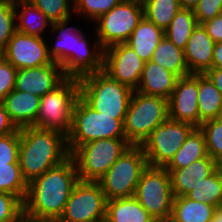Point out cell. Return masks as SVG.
I'll return each instance as SVG.
<instances>
[{
    "label": "cell",
    "mask_w": 222,
    "mask_h": 222,
    "mask_svg": "<svg viewBox=\"0 0 222 222\" xmlns=\"http://www.w3.org/2000/svg\"><path fill=\"white\" fill-rule=\"evenodd\" d=\"M198 112L200 125L222 118V94L206 74H198Z\"/></svg>",
    "instance_id": "d4e9b609"
},
{
    "label": "cell",
    "mask_w": 222,
    "mask_h": 222,
    "mask_svg": "<svg viewBox=\"0 0 222 222\" xmlns=\"http://www.w3.org/2000/svg\"><path fill=\"white\" fill-rule=\"evenodd\" d=\"M66 78L59 64L22 68L17 70L14 89L42 97L58 87Z\"/></svg>",
    "instance_id": "e0dca14e"
},
{
    "label": "cell",
    "mask_w": 222,
    "mask_h": 222,
    "mask_svg": "<svg viewBox=\"0 0 222 222\" xmlns=\"http://www.w3.org/2000/svg\"><path fill=\"white\" fill-rule=\"evenodd\" d=\"M222 94V68H211L205 73Z\"/></svg>",
    "instance_id": "7bdbcfd3"
},
{
    "label": "cell",
    "mask_w": 222,
    "mask_h": 222,
    "mask_svg": "<svg viewBox=\"0 0 222 222\" xmlns=\"http://www.w3.org/2000/svg\"><path fill=\"white\" fill-rule=\"evenodd\" d=\"M144 17L142 0H123L93 22L96 38L106 48L126 43Z\"/></svg>",
    "instance_id": "8fae6325"
},
{
    "label": "cell",
    "mask_w": 222,
    "mask_h": 222,
    "mask_svg": "<svg viewBox=\"0 0 222 222\" xmlns=\"http://www.w3.org/2000/svg\"><path fill=\"white\" fill-rule=\"evenodd\" d=\"M199 25L222 13V0H199L193 9Z\"/></svg>",
    "instance_id": "ab89813d"
},
{
    "label": "cell",
    "mask_w": 222,
    "mask_h": 222,
    "mask_svg": "<svg viewBox=\"0 0 222 222\" xmlns=\"http://www.w3.org/2000/svg\"><path fill=\"white\" fill-rule=\"evenodd\" d=\"M134 197L156 221L169 222L174 201L170 173L164 167L147 166Z\"/></svg>",
    "instance_id": "30bf717a"
},
{
    "label": "cell",
    "mask_w": 222,
    "mask_h": 222,
    "mask_svg": "<svg viewBox=\"0 0 222 222\" xmlns=\"http://www.w3.org/2000/svg\"><path fill=\"white\" fill-rule=\"evenodd\" d=\"M210 222H221V207L216 208L214 217Z\"/></svg>",
    "instance_id": "7dc6e473"
},
{
    "label": "cell",
    "mask_w": 222,
    "mask_h": 222,
    "mask_svg": "<svg viewBox=\"0 0 222 222\" xmlns=\"http://www.w3.org/2000/svg\"><path fill=\"white\" fill-rule=\"evenodd\" d=\"M169 119L200 126L198 74L179 77L168 100Z\"/></svg>",
    "instance_id": "2e32d148"
},
{
    "label": "cell",
    "mask_w": 222,
    "mask_h": 222,
    "mask_svg": "<svg viewBox=\"0 0 222 222\" xmlns=\"http://www.w3.org/2000/svg\"><path fill=\"white\" fill-rule=\"evenodd\" d=\"M219 167L221 168V170H222V162L219 164Z\"/></svg>",
    "instance_id": "c3c4849f"
},
{
    "label": "cell",
    "mask_w": 222,
    "mask_h": 222,
    "mask_svg": "<svg viewBox=\"0 0 222 222\" xmlns=\"http://www.w3.org/2000/svg\"><path fill=\"white\" fill-rule=\"evenodd\" d=\"M212 68H222V42L214 45Z\"/></svg>",
    "instance_id": "ee69618b"
},
{
    "label": "cell",
    "mask_w": 222,
    "mask_h": 222,
    "mask_svg": "<svg viewBox=\"0 0 222 222\" xmlns=\"http://www.w3.org/2000/svg\"><path fill=\"white\" fill-rule=\"evenodd\" d=\"M199 128L205 137L207 154L220 164L222 162V118L205 121Z\"/></svg>",
    "instance_id": "d6a6232c"
},
{
    "label": "cell",
    "mask_w": 222,
    "mask_h": 222,
    "mask_svg": "<svg viewBox=\"0 0 222 222\" xmlns=\"http://www.w3.org/2000/svg\"><path fill=\"white\" fill-rule=\"evenodd\" d=\"M23 210V203L14 195L0 192V222L12 220Z\"/></svg>",
    "instance_id": "f35d334b"
},
{
    "label": "cell",
    "mask_w": 222,
    "mask_h": 222,
    "mask_svg": "<svg viewBox=\"0 0 222 222\" xmlns=\"http://www.w3.org/2000/svg\"><path fill=\"white\" fill-rule=\"evenodd\" d=\"M148 162L141 146H130L97 181L106 200L128 198L135 194Z\"/></svg>",
    "instance_id": "ba28073f"
},
{
    "label": "cell",
    "mask_w": 222,
    "mask_h": 222,
    "mask_svg": "<svg viewBox=\"0 0 222 222\" xmlns=\"http://www.w3.org/2000/svg\"><path fill=\"white\" fill-rule=\"evenodd\" d=\"M46 39L16 31L6 47L1 51L2 57L17 70L36 68L46 64H57L49 55Z\"/></svg>",
    "instance_id": "5bb4252c"
},
{
    "label": "cell",
    "mask_w": 222,
    "mask_h": 222,
    "mask_svg": "<svg viewBox=\"0 0 222 222\" xmlns=\"http://www.w3.org/2000/svg\"><path fill=\"white\" fill-rule=\"evenodd\" d=\"M163 36L164 31L144 16L126 44L134 49L144 62H149Z\"/></svg>",
    "instance_id": "603a6c76"
},
{
    "label": "cell",
    "mask_w": 222,
    "mask_h": 222,
    "mask_svg": "<svg viewBox=\"0 0 222 222\" xmlns=\"http://www.w3.org/2000/svg\"><path fill=\"white\" fill-rule=\"evenodd\" d=\"M17 69L0 57V100L2 101L11 91L14 90Z\"/></svg>",
    "instance_id": "74e56055"
},
{
    "label": "cell",
    "mask_w": 222,
    "mask_h": 222,
    "mask_svg": "<svg viewBox=\"0 0 222 222\" xmlns=\"http://www.w3.org/2000/svg\"><path fill=\"white\" fill-rule=\"evenodd\" d=\"M169 118L168 100L133 91L124 119L125 139L141 146L151 132Z\"/></svg>",
    "instance_id": "5b68a950"
},
{
    "label": "cell",
    "mask_w": 222,
    "mask_h": 222,
    "mask_svg": "<svg viewBox=\"0 0 222 222\" xmlns=\"http://www.w3.org/2000/svg\"><path fill=\"white\" fill-rule=\"evenodd\" d=\"M16 31L36 37H45L52 23L48 17L28 0H14ZM49 26V29H47ZM47 30V31H46Z\"/></svg>",
    "instance_id": "7402d4cb"
},
{
    "label": "cell",
    "mask_w": 222,
    "mask_h": 222,
    "mask_svg": "<svg viewBox=\"0 0 222 222\" xmlns=\"http://www.w3.org/2000/svg\"><path fill=\"white\" fill-rule=\"evenodd\" d=\"M124 119L106 116L89 107L80 97L73 107L72 127L67 136L70 154L90 141L107 138H125Z\"/></svg>",
    "instance_id": "52a82bcc"
},
{
    "label": "cell",
    "mask_w": 222,
    "mask_h": 222,
    "mask_svg": "<svg viewBox=\"0 0 222 222\" xmlns=\"http://www.w3.org/2000/svg\"><path fill=\"white\" fill-rule=\"evenodd\" d=\"M198 25L193 10L181 8L170 22L164 35L181 50H185L187 42Z\"/></svg>",
    "instance_id": "f1b7e54d"
},
{
    "label": "cell",
    "mask_w": 222,
    "mask_h": 222,
    "mask_svg": "<svg viewBox=\"0 0 222 222\" xmlns=\"http://www.w3.org/2000/svg\"><path fill=\"white\" fill-rule=\"evenodd\" d=\"M106 202L98 182L79 180L57 222H105Z\"/></svg>",
    "instance_id": "4fadbf2b"
},
{
    "label": "cell",
    "mask_w": 222,
    "mask_h": 222,
    "mask_svg": "<svg viewBox=\"0 0 222 222\" xmlns=\"http://www.w3.org/2000/svg\"><path fill=\"white\" fill-rule=\"evenodd\" d=\"M40 98L30 92L11 91L2 101L17 129L32 127L38 115Z\"/></svg>",
    "instance_id": "ffe728a7"
},
{
    "label": "cell",
    "mask_w": 222,
    "mask_h": 222,
    "mask_svg": "<svg viewBox=\"0 0 222 222\" xmlns=\"http://www.w3.org/2000/svg\"><path fill=\"white\" fill-rule=\"evenodd\" d=\"M105 222H159L132 196L107 200Z\"/></svg>",
    "instance_id": "cb8c5ba5"
},
{
    "label": "cell",
    "mask_w": 222,
    "mask_h": 222,
    "mask_svg": "<svg viewBox=\"0 0 222 222\" xmlns=\"http://www.w3.org/2000/svg\"><path fill=\"white\" fill-rule=\"evenodd\" d=\"M216 208L186 196L174 197L169 222H210Z\"/></svg>",
    "instance_id": "484cf974"
},
{
    "label": "cell",
    "mask_w": 222,
    "mask_h": 222,
    "mask_svg": "<svg viewBox=\"0 0 222 222\" xmlns=\"http://www.w3.org/2000/svg\"><path fill=\"white\" fill-rule=\"evenodd\" d=\"M16 32L14 0H0V50L2 51Z\"/></svg>",
    "instance_id": "d590c367"
},
{
    "label": "cell",
    "mask_w": 222,
    "mask_h": 222,
    "mask_svg": "<svg viewBox=\"0 0 222 222\" xmlns=\"http://www.w3.org/2000/svg\"><path fill=\"white\" fill-rule=\"evenodd\" d=\"M28 191V184L24 180L19 163L0 165V192L16 196L22 203Z\"/></svg>",
    "instance_id": "1f68e13d"
},
{
    "label": "cell",
    "mask_w": 222,
    "mask_h": 222,
    "mask_svg": "<svg viewBox=\"0 0 222 222\" xmlns=\"http://www.w3.org/2000/svg\"><path fill=\"white\" fill-rule=\"evenodd\" d=\"M130 146L125 138L99 139L78 146L70 156L79 180L97 182Z\"/></svg>",
    "instance_id": "9c48e42d"
},
{
    "label": "cell",
    "mask_w": 222,
    "mask_h": 222,
    "mask_svg": "<svg viewBox=\"0 0 222 222\" xmlns=\"http://www.w3.org/2000/svg\"><path fill=\"white\" fill-rule=\"evenodd\" d=\"M187 198L207 203L215 208L222 204V170L219 167L212 175L205 178L195 186L187 195Z\"/></svg>",
    "instance_id": "f546056e"
},
{
    "label": "cell",
    "mask_w": 222,
    "mask_h": 222,
    "mask_svg": "<svg viewBox=\"0 0 222 222\" xmlns=\"http://www.w3.org/2000/svg\"><path fill=\"white\" fill-rule=\"evenodd\" d=\"M178 77L152 61L145 62L140 83L135 91L170 99Z\"/></svg>",
    "instance_id": "44dd1931"
},
{
    "label": "cell",
    "mask_w": 222,
    "mask_h": 222,
    "mask_svg": "<svg viewBox=\"0 0 222 222\" xmlns=\"http://www.w3.org/2000/svg\"><path fill=\"white\" fill-rule=\"evenodd\" d=\"M17 130L16 126L9 119L8 113L0 100V136L11 134Z\"/></svg>",
    "instance_id": "b9f144b4"
},
{
    "label": "cell",
    "mask_w": 222,
    "mask_h": 222,
    "mask_svg": "<svg viewBox=\"0 0 222 222\" xmlns=\"http://www.w3.org/2000/svg\"><path fill=\"white\" fill-rule=\"evenodd\" d=\"M69 157L67 136L61 132L34 127L20 129L18 162L27 184Z\"/></svg>",
    "instance_id": "3957f363"
},
{
    "label": "cell",
    "mask_w": 222,
    "mask_h": 222,
    "mask_svg": "<svg viewBox=\"0 0 222 222\" xmlns=\"http://www.w3.org/2000/svg\"><path fill=\"white\" fill-rule=\"evenodd\" d=\"M144 16L165 31L181 9L178 0H142Z\"/></svg>",
    "instance_id": "4dcf8cb0"
},
{
    "label": "cell",
    "mask_w": 222,
    "mask_h": 222,
    "mask_svg": "<svg viewBox=\"0 0 222 222\" xmlns=\"http://www.w3.org/2000/svg\"><path fill=\"white\" fill-rule=\"evenodd\" d=\"M195 128L169 118L157 126L141 145L148 166L165 167Z\"/></svg>",
    "instance_id": "7c38bea8"
},
{
    "label": "cell",
    "mask_w": 222,
    "mask_h": 222,
    "mask_svg": "<svg viewBox=\"0 0 222 222\" xmlns=\"http://www.w3.org/2000/svg\"><path fill=\"white\" fill-rule=\"evenodd\" d=\"M20 129L11 134L0 136V165L19 163Z\"/></svg>",
    "instance_id": "8d00e7d4"
},
{
    "label": "cell",
    "mask_w": 222,
    "mask_h": 222,
    "mask_svg": "<svg viewBox=\"0 0 222 222\" xmlns=\"http://www.w3.org/2000/svg\"><path fill=\"white\" fill-rule=\"evenodd\" d=\"M72 17L52 23L49 31L55 37V42L48 44L49 55L63 69L68 78H81L85 75L102 71L104 49L95 37L92 41L85 36L82 28L70 26ZM55 34V36H54ZM91 41V43H90ZM51 45V46H50Z\"/></svg>",
    "instance_id": "6da1fadb"
},
{
    "label": "cell",
    "mask_w": 222,
    "mask_h": 222,
    "mask_svg": "<svg viewBox=\"0 0 222 222\" xmlns=\"http://www.w3.org/2000/svg\"><path fill=\"white\" fill-rule=\"evenodd\" d=\"M219 164L209 155L181 169H166L170 173L174 197L186 196L203 179L212 175Z\"/></svg>",
    "instance_id": "ac0fdd59"
},
{
    "label": "cell",
    "mask_w": 222,
    "mask_h": 222,
    "mask_svg": "<svg viewBox=\"0 0 222 222\" xmlns=\"http://www.w3.org/2000/svg\"><path fill=\"white\" fill-rule=\"evenodd\" d=\"M78 181L77 168L70 156L28 184L23 209L37 221H58Z\"/></svg>",
    "instance_id": "7a4b0ae2"
},
{
    "label": "cell",
    "mask_w": 222,
    "mask_h": 222,
    "mask_svg": "<svg viewBox=\"0 0 222 222\" xmlns=\"http://www.w3.org/2000/svg\"><path fill=\"white\" fill-rule=\"evenodd\" d=\"M178 1L181 8L190 9V10H193L199 3V0H178Z\"/></svg>",
    "instance_id": "bcb514c9"
},
{
    "label": "cell",
    "mask_w": 222,
    "mask_h": 222,
    "mask_svg": "<svg viewBox=\"0 0 222 222\" xmlns=\"http://www.w3.org/2000/svg\"><path fill=\"white\" fill-rule=\"evenodd\" d=\"M74 14L81 19L94 22L101 15L109 12L123 0H73ZM82 16V17H81Z\"/></svg>",
    "instance_id": "836d02e7"
},
{
    "label": "cell",
    "mask_w": 222,
    "mask_h": 222,
    "mask_svg": "<svg viewBox=\"0 0 222 222\" xmlns=\"http://www.w3.org/2000/svg\"><path fill=\"white\" fill-rule=\"evenodd\" d=\"M80 98L102 115L125 119L134 90L112 79L107 73L97 71L78 79Z\"/></svg>",
    "instance_id": "277c9868"
},
{
    "label": "cell",
    "mask_w": 222,
    "mask_h": 222,
    "mask_svg": "<svg viewBox=\"0 0 222 222\" xmlns=\"http://www.w3.org/2000/svg\"><path fill=\"white\" fill-rule=\"evenodd\" d=\"M150 61L163 66L178 78L190 74L185 62L184 50L177 48L165 35L154 50Z\"/></svg>",
    "instance_id": "83f0119b"
},
{
    "label": "cell",
    "mask_w": 222,
    "mask_h": 222,
    "mask_svg": "<svg viewBox=\"0 0 222 222\" xmlns=\"http://www.w3.org/2000/svg\"><path fill=\"white\" fill-rule=\"evenodd\" d=\"M7 222H40L28 214L24 209L17 214L12 220Z\"/></svg>",
    "instance_id": "f6af8a7d"
},
{
    "label": "cell",
    "mask_w": 222,
    "mask_h": 222,
    "mask_svg": "<svg viewBox=\"0 0 222 222\" xmlns=\"http://www.w3.org/2000/svg\"><path fill=\"white\" fill-rule=\"evenodd\" d=\"M215 42L202 25L193 30L186 48L184 58L190 74H205L212 68Z\"/></svg>",
    "instance_id": "d6986e66"
},
{
    "label": "cell",
    "mask_w": 222,
    "mask_h": 222,
    "mask_svg": "<svg viewBox=\"0 0 222 222\" xmlns=\"http://www.w3.org/2000/svg\"><path fill=\"white\" fill-rule=\"evenodd\" d=\"M79 97V80L67 77L58 87L40 98L38 115L32 127L55 130L68 136L72 127L73 107Z\"/></svg>",
    "instance_id": "8992f818"
},
{
    "label": "cell",
    "mask_w": 222,
    "mask_h": 222,
    "mask_svg": "<svg viewBox=\"0 0 222 222\" xmlns=\"http://www.w3.org/2000/svg\"><path fill=\"white\" fill-rule=\"evenodd\" d=\"M207 155L204 134L199 127H196L164 168L181 169Z\"/></svg>",
    "instance_id": "4316f807"
},
{
    "label": "cell",
    "mask_w": 222,
    "mask_h": 222,
    "mask_svg": "<svg viewBox=\"0 0 222 222\" xmlns=\"http://www.w3.org/2000/svg\"><path fill=\"white\" fill-rule=\"evenodd\" d=\"M201 25L215 43L222 42V13Z\"/></svg>",
    "instance_id": "60d3db41"
},
{
    "label": "cell",
    "mask_w": 222,
    "mask_h": 222,
    "mask_svg": "<svg viewBox=\"0 0 222 222\" xmlns=\"http://www.w3.org/2000/svg\"><path fill=\"white\" fill-rule=\"evenodd\" d=\"M144 65L145 62L126 43L104 50L103 71L134 91L140 83Z\"/></svg>",
    "instance_id": "9a60e30c"
},
{
    "label": "cell",
    "mask_w": 222,
    "mask_h": 222,
    "mask_svg": "<svg viewBox=\"0 0 222 222\" xmlns=\"http://www.w3.org/2000/svg\"><path fill=\"white\" fill-rule=\"evenodd\" d=\"M42 11L51 23L59 22L74 15L73 0H28Z\"/></svg>",
    "instance_id": "e575fe53"
}]
</instances>
